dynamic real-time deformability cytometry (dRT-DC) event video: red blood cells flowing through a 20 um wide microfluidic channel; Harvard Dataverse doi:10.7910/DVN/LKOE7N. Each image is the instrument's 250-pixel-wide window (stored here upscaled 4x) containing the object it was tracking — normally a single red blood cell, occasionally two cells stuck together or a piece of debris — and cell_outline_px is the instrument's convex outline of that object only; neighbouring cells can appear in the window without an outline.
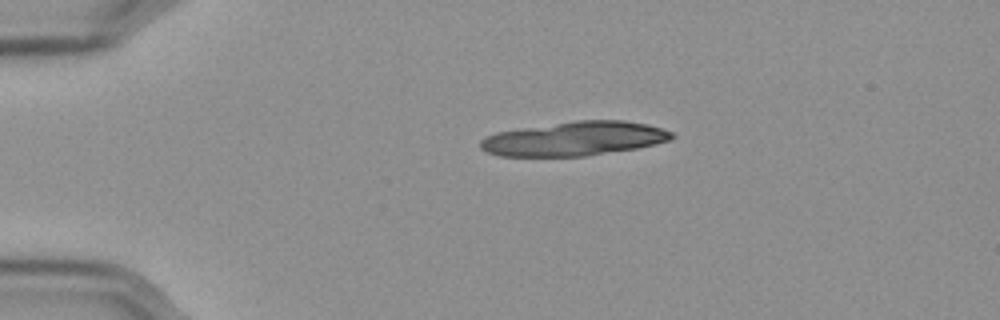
{"species": "Egyptian fruit bat (a non-hibernating species)", "species_latin": "Rousettus aegyptiacus", "temperature_condition": "cold", "stored_images_in_passage": 10, "camera_frame_rate_fps": 3000, "um_per_image_px": 0.085, "frame": {"image": 1, "passage_image": 1, "time_ms": 0.0, "image_size_px": [1000, 320], "cell_outline_px": [[676, 136], [672, 140], [656, 144], [636, 148], [584, 156], [500, 156], [488, 152], [480, 148], [480, 140], [484, 136], [496, 132], [576, 120], [624, 120], [648, 124], [672, 132]], "centroid_in_image_um": [48.84, 11.78], "position_along_channel_um": 36.2, "area_um2": 38.03}}